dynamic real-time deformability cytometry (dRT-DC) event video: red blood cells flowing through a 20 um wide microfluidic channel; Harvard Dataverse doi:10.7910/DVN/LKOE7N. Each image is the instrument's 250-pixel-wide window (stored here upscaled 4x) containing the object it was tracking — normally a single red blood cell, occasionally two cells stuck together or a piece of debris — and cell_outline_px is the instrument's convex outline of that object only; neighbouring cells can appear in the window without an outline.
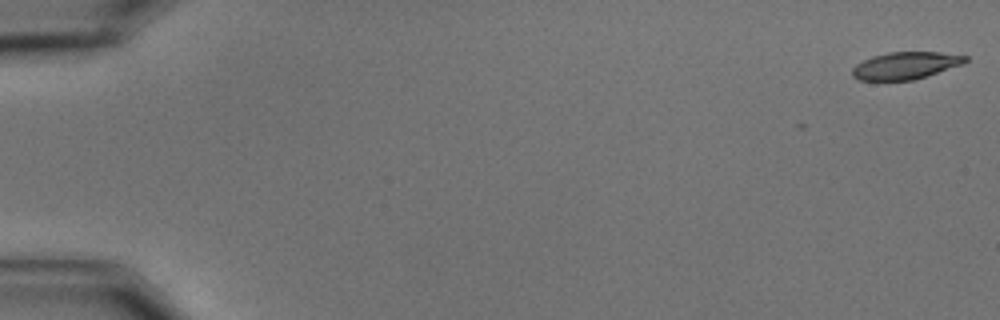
{"species": "common noctule bat (a hibernating species)", "species_latin": "Nyctalus noctula", "temperature_condition": "cold", "stored_images_in_passage": 13, "camera_frame_rate_fps": 3000, "um_per_image_px": 0.085, "animal": {"sex": "male", "body_mass_g": 15.6}, "frame": {"image": 1, "passage_image": 1, "time_ms": 0.0, "image_size_px": [1000, 320], "cell_outline_px": [[968, 60], [964, 64], [928, 76], [912, 80], [860, 80], [852, 76], [852, 68], [856, 64], [872, 56], [888, 52], [940, 52], [968, 56]], "centroid_in_image_um": [77.0, 5.57], "position_along_channel_um": 8.0, "area_um2": 18.03}}